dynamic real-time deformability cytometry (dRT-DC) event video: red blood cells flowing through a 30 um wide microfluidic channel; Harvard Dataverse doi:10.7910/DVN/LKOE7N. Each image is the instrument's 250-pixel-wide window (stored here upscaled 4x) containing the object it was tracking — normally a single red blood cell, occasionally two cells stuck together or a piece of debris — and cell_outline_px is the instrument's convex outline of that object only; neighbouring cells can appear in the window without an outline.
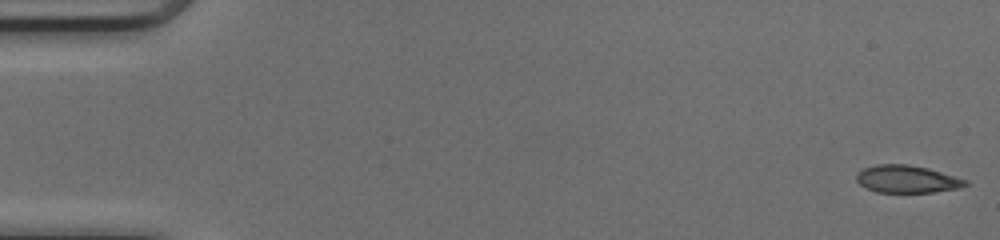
{"species": "common noctule bat (a hibernating species)", "species_latin": "Nyctalus noctula", "temperature_condition": "cold", "stored_images_in_passage": 51, "camera_frame_rate_fps": 3000, "um_per_image_px": 0.085, "animal": {"sex": "female", "body_mass_g": 17.0, "forearm_length_mm": 48.0}, "frame": {"image": 1, "passage_image": 1, "time_ms": 0.0, "image_size_px": [1000, 240], "cell_outline_px": [[968, 184], [960, 188], [932, 192], [876, 192], [860, 184], [856, 180], [856, 176], [864, 168], [876, 164], [908, 164], [928, 168], [968, 180]], "centroid_in_image_um": [77.11, 15.22], "position_along_channel_um": 7.9, "area_um2": 17.34}}
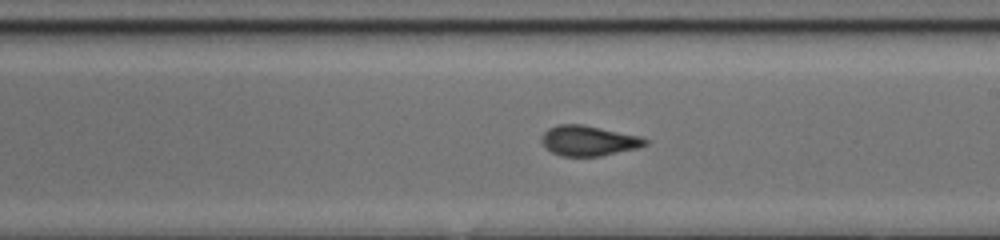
{"frame": {"image": 2, "passage_image": 29, "time_ms": 9.333, "image_size_px": [1000, 240], "cell_outline_px": [[648, 144], [636, 148], [600, 156], [560, 156], [544, 148], [540, 140], [544, 132], [548, 128], [556, 124], [584, 124], [640, 136], [648, 140]], "centroid_in_image_um": [49.98, 11.95], "position_along_channel_um": 239.0, "area_um2": 18.38}}
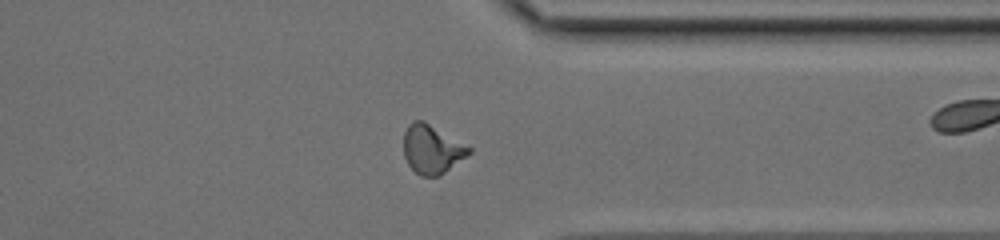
{"frame": {"image": 3, "passage_image": 39, "time_ms": 12.667, "image_size_px": [1000, 240], "cell_outline_px": [[472, 152], [468, 156], [440, 176], [420, 176], [408, 164], [404, 156], [404, 132], [408, 124], [412, 120], [424, 120], [472, 148]], "centroid_in_image_um": [36.72, 12.68], "position_along_channel_um": 374.7, "area_um2": 18.73}, "authors_computed_cell_mechanics": {"area_um2": 18.3226, "velocity_mm_per_s": 4.172, "shape_relaxation_time_tau1_ms": 4.6458, "shape_relaxation_time_tau2_ms": 0.8722, "deformation_change_tau1": 0.1849, "deformation_change_tau2": 0.0708}}